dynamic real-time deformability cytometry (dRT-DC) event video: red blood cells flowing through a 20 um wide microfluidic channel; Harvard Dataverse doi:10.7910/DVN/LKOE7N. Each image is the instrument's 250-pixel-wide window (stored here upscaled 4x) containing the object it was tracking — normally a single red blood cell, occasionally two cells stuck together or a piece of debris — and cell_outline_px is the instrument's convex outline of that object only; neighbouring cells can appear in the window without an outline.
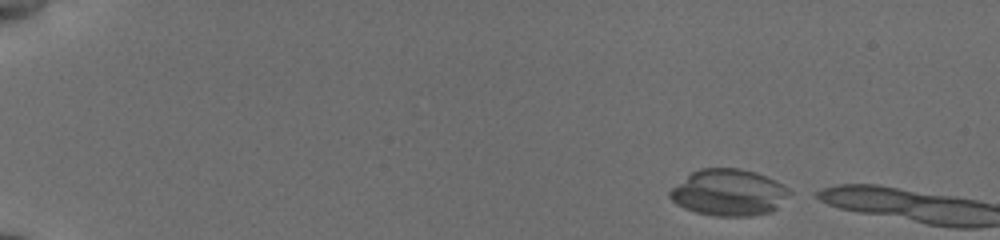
{"species": "common noctule bat (a hibernating species)", "species_latin": "Nyctalus noctula", "temperature_condition": "cold", "stored_images_in_passage": 9, "camera_frame_rate_fps": 3000, "um_per_image_px": 0.085, "animal": {"sex": "female", "body_mass_g": 19.5, "forearm_length_mm": 54.1}, "frame": {"image": 1, "passage_image": 1, "time_ms": 0.0, "image_size_px": [1000, 240], "cell_outline_px": [[792, 192], [776, 208], [768, 212], [752, 216], [712, 216], [696, 212], [684, 208], [676, 204], [668, 196], [668, 192], [672, 188], [692, 172], [700, 168], [740, 168], [756, 172], [780, 184]], "centroid_in_image_um": [61.9, 16.37], "position_along_channel_um": 23.1, "area_um2": 32.14}}